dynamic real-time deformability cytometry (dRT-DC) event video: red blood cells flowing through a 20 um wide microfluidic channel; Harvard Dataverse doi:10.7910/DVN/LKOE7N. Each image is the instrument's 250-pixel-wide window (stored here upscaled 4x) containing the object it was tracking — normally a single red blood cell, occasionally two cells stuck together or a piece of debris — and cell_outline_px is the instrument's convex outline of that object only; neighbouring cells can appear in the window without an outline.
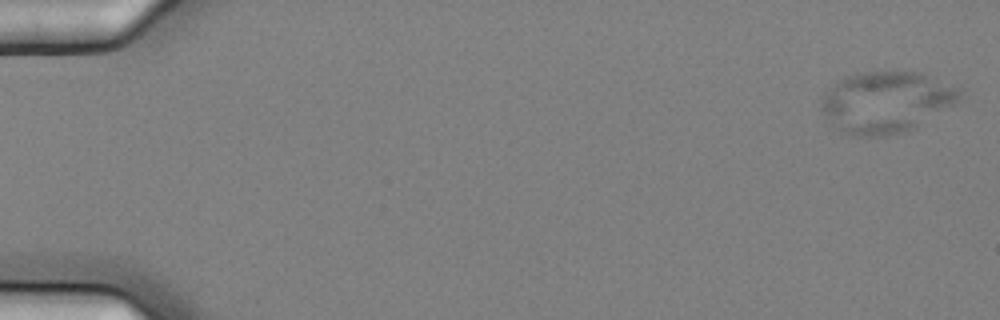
{"species": "common noctule bat (a hibernating species)", "species_latin": "Nyctalus noctula", "temperature_condition": "cold", "stored_images_in_passage": 5, "camera_frame_rate_fps": 3000, "um_per_image_px": 0.085, "animal": {"sex": "female", "body_mass_g": 25.1}, "frame": {"image": 1, "passage_image": 1, "time_ms": 0.0, "image_size_px": [1000, 320], "cell_outline_px": [[964, 88], [960, 100], [956, 104], [916, 128], [908, 132], [884, 136], [848, 136], [836, 128], [832, 124], [820, 108], [820, 100], [832, 84], [848, 76], [860, 72], [920, 72]], "centroid_in_image_um": [75.38, 8.69], "position_along_channel_um": 9.6, "area_um2": 50.17}}